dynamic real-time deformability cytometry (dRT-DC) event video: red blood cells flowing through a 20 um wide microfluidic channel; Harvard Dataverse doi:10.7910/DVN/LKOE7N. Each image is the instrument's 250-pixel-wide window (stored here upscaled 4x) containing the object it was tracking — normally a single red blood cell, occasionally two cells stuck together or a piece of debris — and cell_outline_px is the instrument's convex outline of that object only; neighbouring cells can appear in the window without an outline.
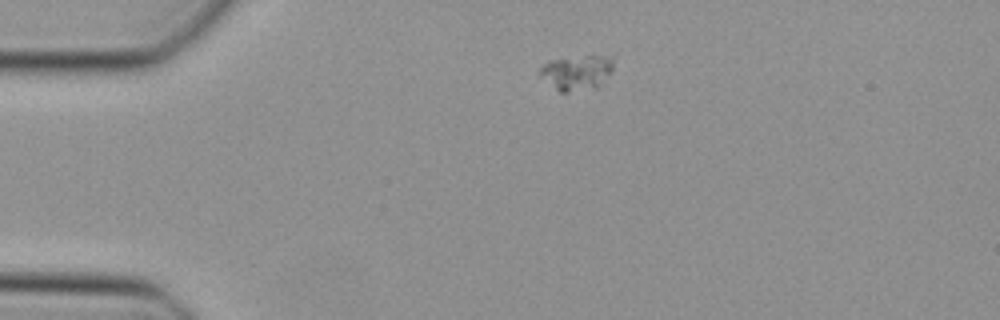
{"species": "Egyptian fruit bat (a non-hibernating species)", "species_latin": "Rousettus aegyptiacus", "temperature_condition": "cold", "stored_images_in_passage": 40, "camera_frame_rate_fps": 3000, "um_per_image_px": 0.085, "animal": {"sex": "female"}, "frame": {"image": 1, "passage_image": 1, "time_ms": 0.0, "image_size_px": [1000, 320], "cell_outline_px": [[612, 68], [600, 88], [568, 92], [560, 92], [536, 76], [536, 72], [548, 60], [584, 56], [612, 56]], "centroid_in_image_um": [48.96, 6.19], "position_along_channel_um": 36.0, "area_um2": 15.32}}
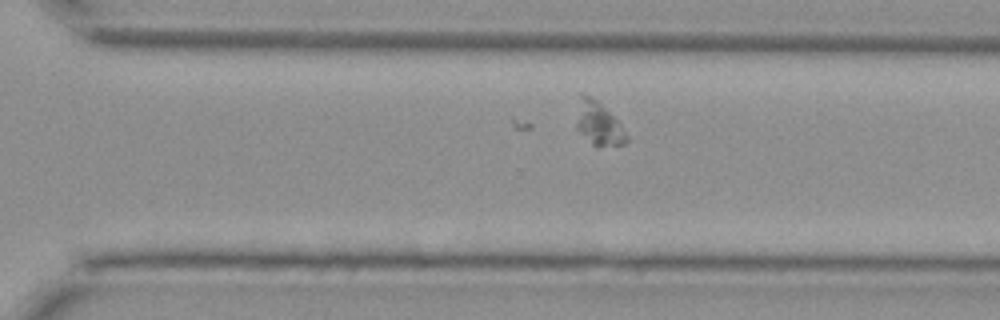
{"frame": {"image": 2, "passage_image": 25, "time_ms": 8.0, "image_size_px": [1000, 320], "cell_outline_px": [[628, 140], [624, 144], [592, 144], [580, 132], [580, 92], [584, 92], [596, 100], [620, 124]], "centroid_in_image_um": [50.92, 10.48], "position_along_channel_um": 319.7, "area_um2": 11.33}}
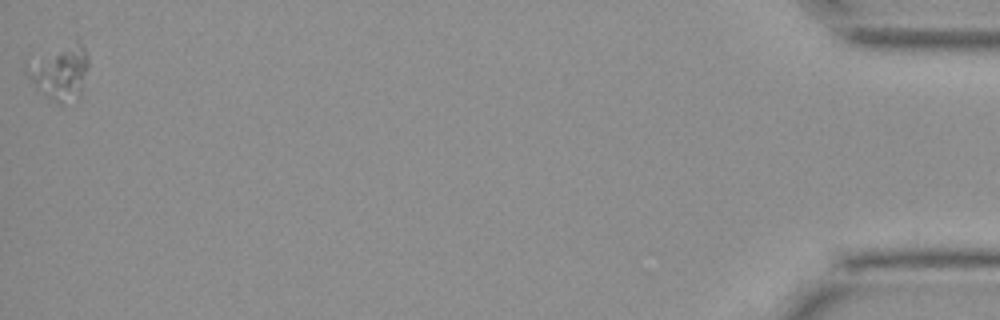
{"frame": {"image": 3, "passage_image": 40, "time_ms": 13.0, "image_size_px": [1000, 320], "cell_outline_px": [[88, 68], [80, 96], [60, 104], [56, 104], [36, 88], [20, 68], [24, 64], [80, 44], [84, 44], [88, 60]], "centroid_in_image_um": [5.06, 6.27], "position_along_channel_um": 430.1, "area_um2": 18.55}}